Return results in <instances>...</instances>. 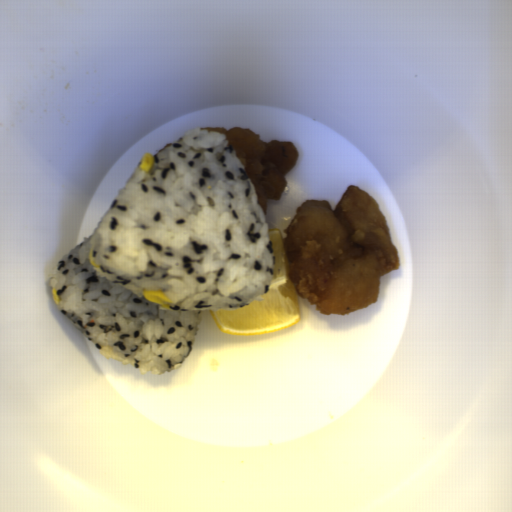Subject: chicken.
Here are the masks:
<instances>
[{
  "label": "chicken",
  "mask_w": 512,
  "mask_h": 512,
  "mask_svg": "<svg viewBox=\"0 0 512 512\" xmlns=\"http://www.w3.org/2000/svg\"><path fill=\"white\" fill-rule=\"evenodd\" d=\"M283 243L296 294L324 315L376 304L381 278L401 266L386 219L359 186L348 185L335 209L325 199L305 200Z\"/></svg>",
  "instance_id": "obj_1"
},
{
  "label": "chicken",
  "mask_w": 512,
  "mask_h": 512,
  "mask_svg": "<svg viewBox=\"0 0 512 512\" xmlns=\"http://www.w3.org/2000/svg\"><path fill=\"white\" fill-rule=\"evenodd\" d=\"M200 130L226 135L253 183L258 203L266 216L268 202L281 200L287 183L286 175L299 159L295 144L277 140L265 142L259 134L243 127H201Z\"/></svg>",
  "instance_id": "obj_2"
}]
</instances>
